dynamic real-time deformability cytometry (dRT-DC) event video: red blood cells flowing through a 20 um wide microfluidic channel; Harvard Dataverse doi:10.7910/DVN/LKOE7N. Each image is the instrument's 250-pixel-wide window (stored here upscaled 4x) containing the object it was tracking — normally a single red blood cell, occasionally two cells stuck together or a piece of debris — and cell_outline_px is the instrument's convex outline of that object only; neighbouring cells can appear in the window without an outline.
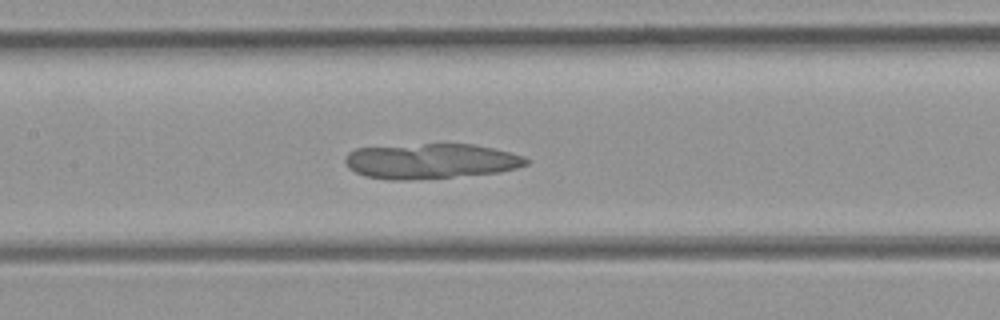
{"species": "common noctule bat (a hibernating species)", "species_latin": "Nyctalus noctula", "temperature_condition": "room temperature", "stored_images_in_passage": 52, "camera_frame_rate_fps": 3000, "um_per_image_px": 0.085, "animal": {"sex": "female", "body_mass_g": 21.9}, "frame": {"image": 1, "passage_image": 24, "time_ms": 7.667, "image_size_px": [1000, 320], "cell_outline_px": [[528, 164], [516, 168], [500, 172], [404, 180], [388, 180], [364, 176], [348, 168], [344, 160], [348, 152], [356, 148], [424, 144], [472, 144], [492, 148], [524, 156], [528, 160]], "centroid_in_image_um": [36.57, 13.69], "position_along_channel_um": 170.8, "area_um2": 36.76}}
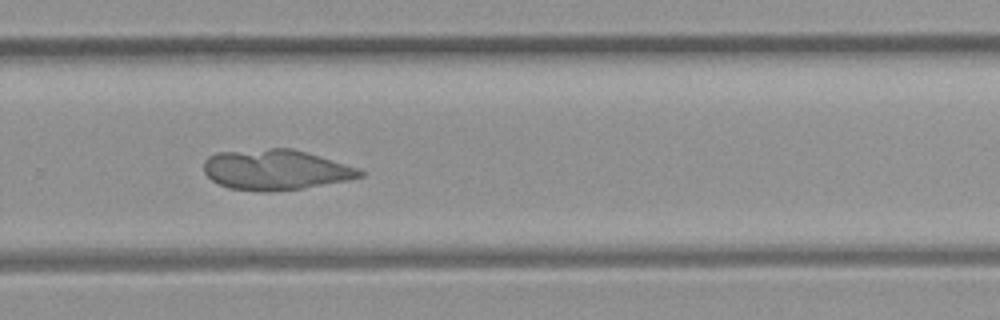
{"frame": {"image": 2, "passage_image": 34, "time_ms": 11.0, "image_size_px": [1000, 320], "cell_outline_px": [[364, 176], [352, 180], [304, 188], [268, 192], [256, 192], [228, 188], [212, 180], [204, 172], [204, 160], [208, 156], [216, 152], [268, 148], [292, 148], [320, 156], [360, 168], [364, 172]], "centroid_in_image_um": [23.45, 14.43], "position_along_channel_um": 306.3, "area_um2": 37.22}}
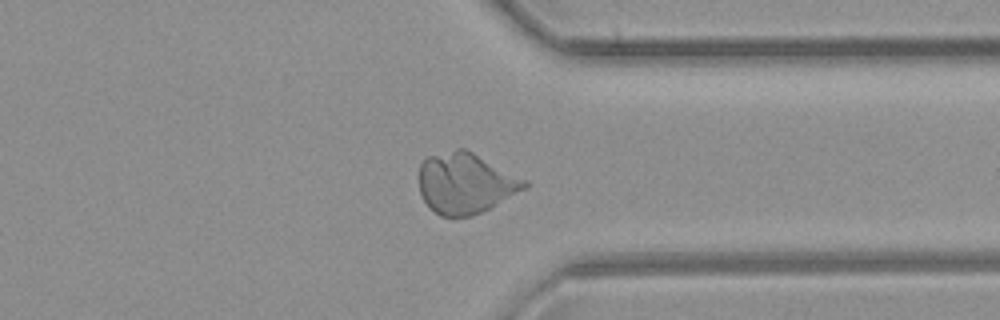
{"frame": {"image": 3, "passage_image": 39, "time_ms": 12.667, "image_size_px": [1000, 320], "cell_outline_px": [[532, 184], [528, 188], [472, 216], [440, 216], [428, 208], [420, 196], [420, 164], [428, 156], [456, 148], [464, 148], [528, 180]], "centroid_in_image_um": [39.57, 15.57], "position_along_channel_um": 371.8, "area_um2": 37.45}}